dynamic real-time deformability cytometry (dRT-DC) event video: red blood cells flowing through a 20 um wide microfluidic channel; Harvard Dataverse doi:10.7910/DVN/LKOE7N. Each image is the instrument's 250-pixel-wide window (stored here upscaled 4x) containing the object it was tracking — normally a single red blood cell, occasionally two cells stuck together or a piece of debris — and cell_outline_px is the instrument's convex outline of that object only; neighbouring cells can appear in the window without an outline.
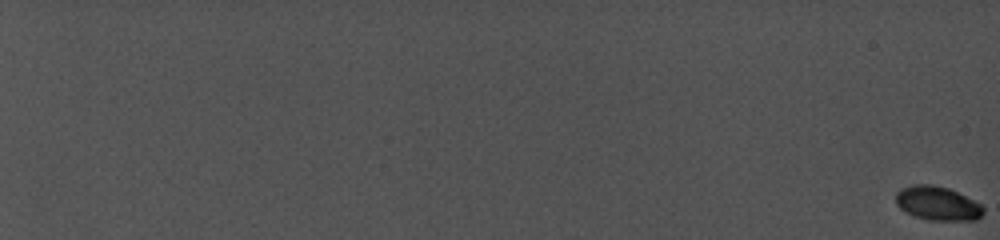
{"species": "common noctule bat (a hibernating species)", "species_latin": "Nyctalus noctula", "temperature_condition": "cold", "stored_images_in_passage": 96, "camera_frame_rate_fps": 5000, "um_per_image_px": 0.085, "animal": {"sex": "female", "body_mass_g": 19.0, "forearm_length_mm": 56.7}, "frame": {"image": 1, "passage_image": 1, "time_ms": 0.0, "image_size_px": [1000, 240], "cell_outline_px": [[984, 212], [976, 220], [932, 220], [916, 216], [900, 208], [896, 204], [896, 192], [900, 188], [912, 184], [932, 184], [948, 188], [980, 204], [984, 208]], "centroid_in_image_um": [79.66, 17.27], "position_along_channel_um": 5.3, "area_um2": 17.11}}
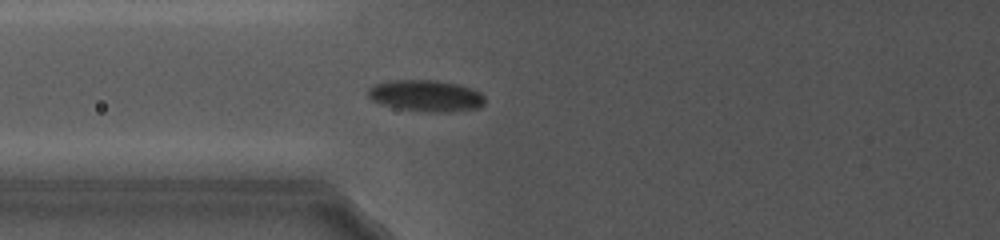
{"frame": {"image": 2, "passage_image": 55, "time_ms": 11.2, "image_size_px": [1000, 240], "cell_outline_px": [[484, 104], [476, 108], [404, 108], [384, 104], [372, 100], [368, 96], [368, 88], [376, 84], [392, 80], [436, 80], [460, 84], [472, 88], [480, 92], [484, 96]], "centroid_in_image_um": [36.18, 8.04], "position_along_channel_um": 89.6, "area_um2": 19.83}}
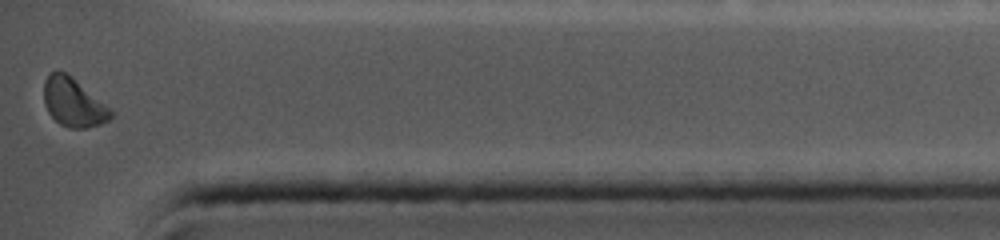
{"frame": {"image": 3, "passage_image": 96, "time_ms": 20.0, "image_size_px": [1000, 240], "cell_outline_px": [[112, 116], [108, 120], [100, 124], [84, 128], [72, 128], [60, 124], [48, 112], [44, 104], [44, 80], [52, 72], [64, 72], [108, 108], [112, 112]], "centroid_in_image_um": [6.18, 8.74], "position_along_channel_um": 429.0, "area_um2": 17.98}, "authors_computed_cell_mechanics": {"area_um2": 18.3515, "velocity_mm_per_s": 3.8958, "shape_relaxation_time_tau1_ms": 4.0402, "shape_relaxation_time_tau2_ms": null, "deformation_change_tau1": 0.1311, "deformation_change_tau2": null}}